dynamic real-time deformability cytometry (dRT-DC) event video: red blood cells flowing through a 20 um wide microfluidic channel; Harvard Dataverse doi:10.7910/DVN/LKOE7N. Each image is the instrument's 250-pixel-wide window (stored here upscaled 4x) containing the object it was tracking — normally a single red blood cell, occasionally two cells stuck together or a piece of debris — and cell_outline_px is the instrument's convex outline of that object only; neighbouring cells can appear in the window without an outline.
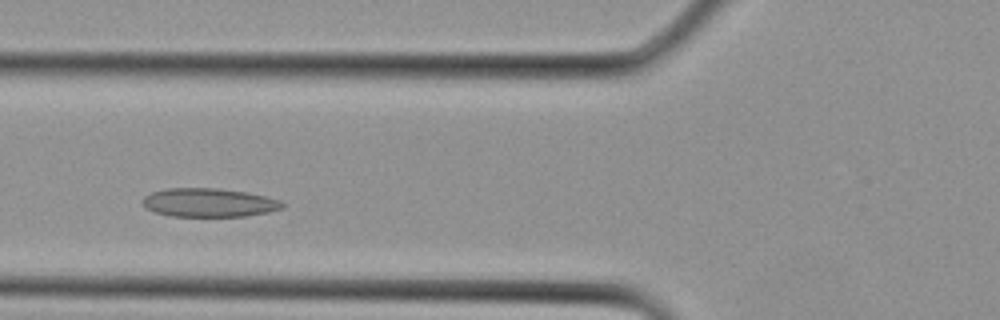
{"species": "Egyptian fruit bat (a non-hibernating species)", "species_latin": "Rousettus aegyptiacus", "temperature_condition": "cold", "stored_images_in_passage": 12, "camera_frame_rate_fps": 3000, "um_per_image_px": 0.085, "animal": {"sex": "female"}, "frame": {"image": 1, "passage_image": 5, "time_ms": 1.333, "image_size_px": [1000, 320], "cell_outline_px": [[288, 204], [284, 208], [268, 212], [244, 216], [172, 216], [156, 212], [144, 208], [144, 196], [152, 192], [164, 188], [220, 188], [248, 192], [280, 200]], "centroid_in_image_um": [17.8, 17.21], "position_along_channel_um": 108.0, "area_um2": 23.47}}
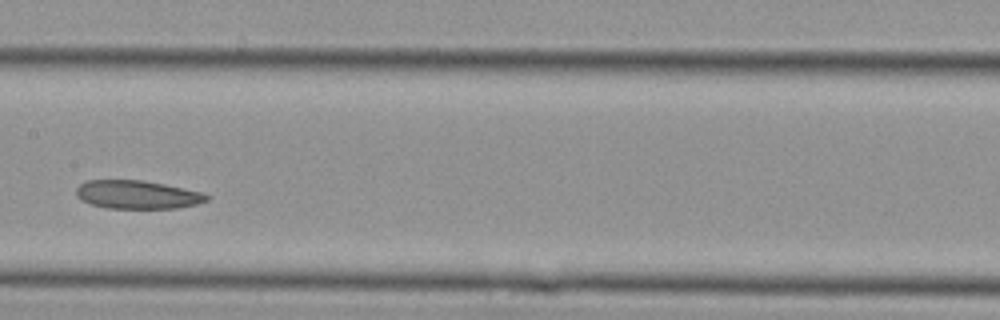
{"frame": {"image": 2, "passage_image": 9, "time_ms": 2.667, "image_size_px": [1000, 320], "cell_outline_px": [[208, 200], [196, 204], [176, 208], [108, 208], [88, 204], [80, 200], [76, 196], [76, 188], [84, 180], [144, 180], [204, 192], [208, 196]], "centroid_in_image_um": [11.63, 16.54], "position_along_channel_um": 195.8, "area_um2": 21.73}}
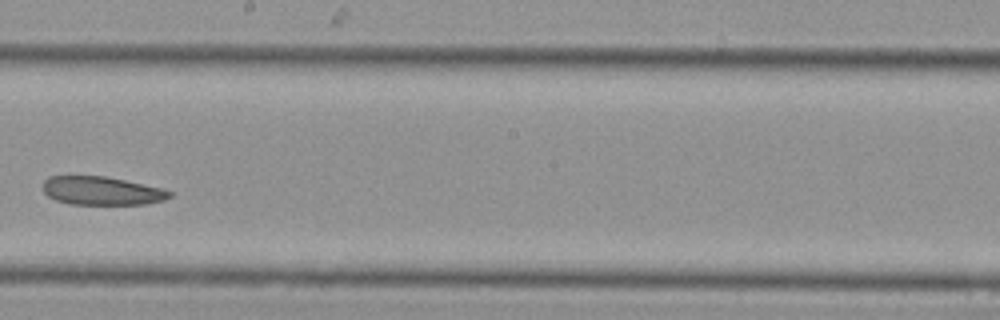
{"frame": {"image": 3, "passage_image": 11, "time_ms": 3.333, "image_size_px": [1000, 320], "cell_outline_px": [[172, 196], [164, 200], [144, 204], [68, 204], [56, 200], [48, 196], [40, 188], [44, 180], [48, 176], [104, 176], [164, 188], [172, 192]], "centroid_in_image_um": [8.62, 16.21], "position_along_channel_um": 239.6, "area_um2": 21.15}}